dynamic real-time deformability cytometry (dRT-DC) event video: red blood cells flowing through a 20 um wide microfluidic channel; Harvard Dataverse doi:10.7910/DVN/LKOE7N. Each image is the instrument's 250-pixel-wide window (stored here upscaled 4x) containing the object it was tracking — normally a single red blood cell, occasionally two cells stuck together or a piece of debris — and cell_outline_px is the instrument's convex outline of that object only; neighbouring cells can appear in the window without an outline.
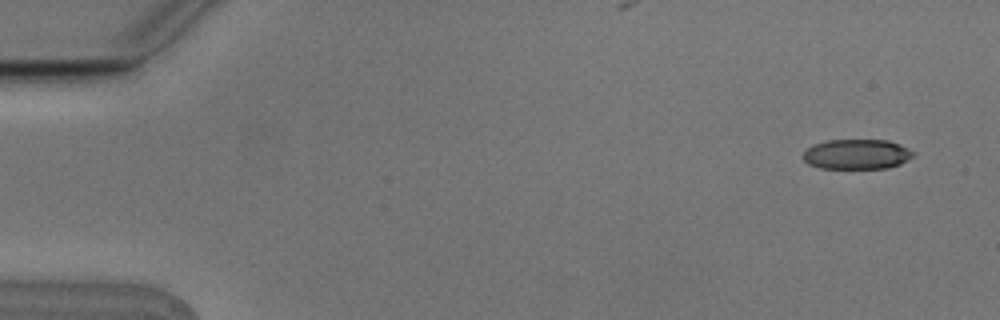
{"species": "Egyptian fruit bat (a non-hibernating species)", "species_latin": "Rousettus aegyptiacus", "temperature_condition": "cold", "stored_images_in_passage": 5, "camera_frame_rate_fps": 3000, "um_per_image_px": 0.085, "animal": {"sex": "male"}, "frame": {"image": 1, "passage_image": 1, "time_ms": 0.0, "image_size_px": [1000, 320], "cell_outline_px": [[916, 152], [912, 156], [900, 164], [888, 168], [820, 168], [808, 164], [800, 156], [808, 148], [816, 144], [828, 140], [888, 140], [900, 144]], "centroid_in_image_um": [72.83, 13.11], "position_along_channel_um": 12.2, "area_um2": 19.25}}
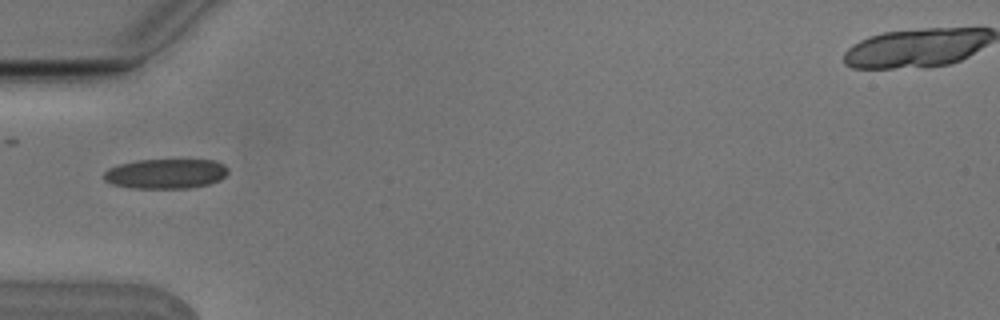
{"frame": {"image": 2, "passage_image": 5, "time_ms": 1.333, "image_size_px": [1000, 320], "cell_outline_px": [[228, 172], [220, 180], [208, 184], [188, 188], [132, 188], [112, 184], [104, 180], [104, 172], [108, 168], [120, 164], [136, 160], [216, 160], [224, 164], [228, 168]], "centroid_in_image_um": [14.09, 14.76], "position_along_channel_um": 70.9, "area_um2": 21.62}}